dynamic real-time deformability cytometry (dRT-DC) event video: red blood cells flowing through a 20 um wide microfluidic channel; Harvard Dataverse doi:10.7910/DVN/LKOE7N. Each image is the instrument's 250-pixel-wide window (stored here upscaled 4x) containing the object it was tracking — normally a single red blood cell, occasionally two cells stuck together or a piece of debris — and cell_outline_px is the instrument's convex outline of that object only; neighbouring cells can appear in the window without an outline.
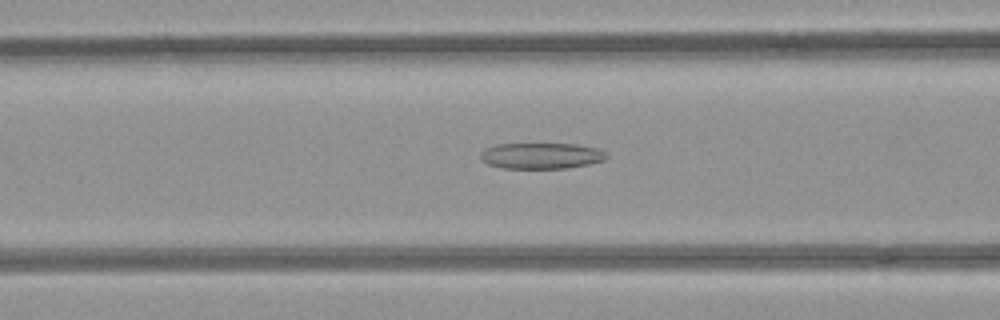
{"species": "common noctule bat (a hibernating species)", "species_latin": "Nyctalus noctula", "temperature_condition": "room temperature", "stored_images_in_passage": 48, "camera_frame_rate_fps": 3000, "um_per_image_px": 0.085, "animal": {"sex": "female", "body_mass_g": 21.9}, "frame": {"image": 1, "passage_image": 17, "time_ms": 5.333, "image_size_px": [1000, 320], "cell_outline_px": [[608, 156], [604, 160], [588, 164], [568, 168], [500, 168], [488, 164], [480, 160], [480, 152], [484, 148], [496, 144], [576, 144], [596, 148], [604, 152]], "centroid_in_image_um": [45.95, 13.24], "position_along_channel_um": 120.7, "area_um2": 19.13}}
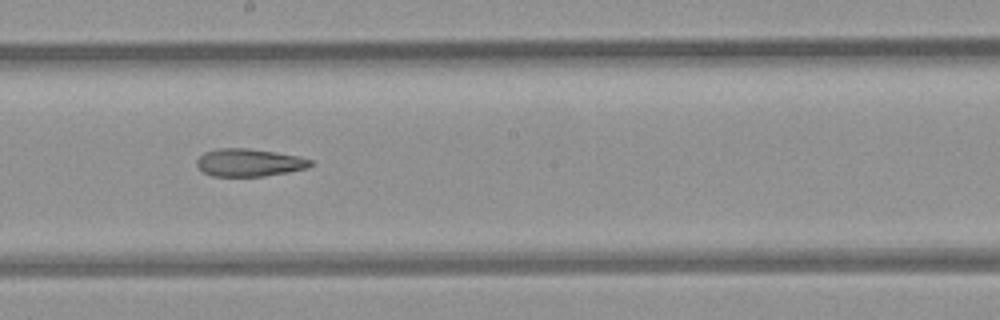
{"frame": {"image": 2, "passage_image": 25, "time_ms": 8.0, "image_size_px": [1000, 320], "cell_outline_px": [[312, 164], [308, 168], [288, 172], [264, 176], [212, 176], [204, 172], [196, 164], [196, 160], [204, 152], [216, 148], [248, 148], [276, 152], [296, 156], [312, 160]], "centroid_in_image_um": [21.16, 13.81], "position_along_channel_um": 227.0, "area_um2": 18.32}}
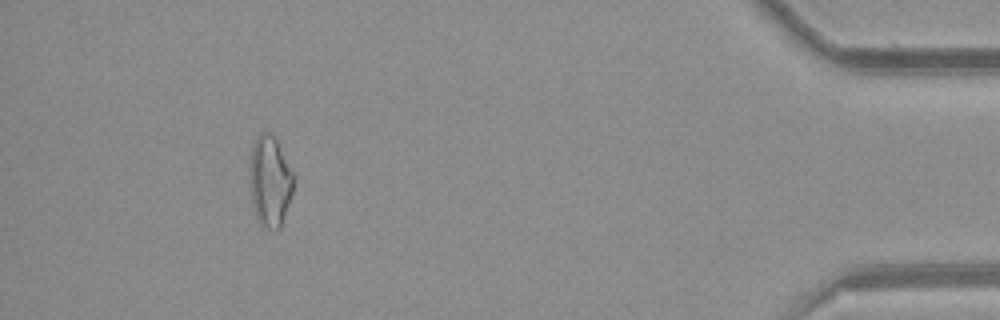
{"frame": {"image": 3, "passage_image": 44, "time_ms": 14.333, "image_size_px": [1000, 320], "cell_outline_px": [[296, 176], [292, 192], [280, 228], [276, 232], [260, 224], [256, 216], [252, 200], [248, 168], [252, 144], [256, 136], [260, 132], [272, 132], [276, 136], [296, 172]], "centroid_in_image_um": [22.97, 15.3], "position_along_channel_um": 412.2, "area_um2": 24.22}, "authors_computed_cell_mechanics": {"area_um2": 21.1259, "velocity_mm_per_s": 3.9773, "shape_relaxation_time_tau1_ms": null, "shape_relaxation_time_tau2_ms": 4.4383, "deformation_change_tau1": null, "deformation_change_tau2": 0.1587}}